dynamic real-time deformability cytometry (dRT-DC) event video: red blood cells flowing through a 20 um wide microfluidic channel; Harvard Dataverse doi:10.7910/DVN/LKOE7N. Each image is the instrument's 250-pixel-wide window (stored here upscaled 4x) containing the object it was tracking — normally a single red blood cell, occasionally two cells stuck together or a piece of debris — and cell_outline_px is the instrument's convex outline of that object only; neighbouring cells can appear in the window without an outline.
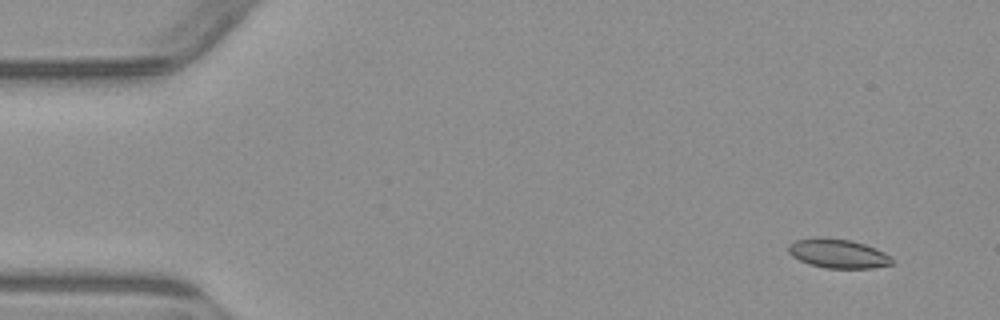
{"species": "common noctule bat (a hibernating species)", "species_latin": "Nyctalus noctula", "temperature_condition": "warm", "stored_images_in_passage": 7, "camera_frame_rate_fps": 3000, "um_per_image_px": 0.085, "animal": {"sex": "male", "body_mass_g": 23.1, "forearm_length_mm": 52.7}, "frame": {"image": 1, "passage_image": 1, "time_ms": 0.0, "image_size_px": [1000, 320], "cell_outline_px": [[896, 264], [872, 268], [824, 268], [808, 264], [792, 256], [788, 252], [788, 244], [796, 240], [808, 236], [824, 236], [852, 240], [876, 248], [892, 256]], "centroid_in_image_um": [71.23, 21.53], "position_along_channel_um": 13.8, "area_um2": 18.21}}
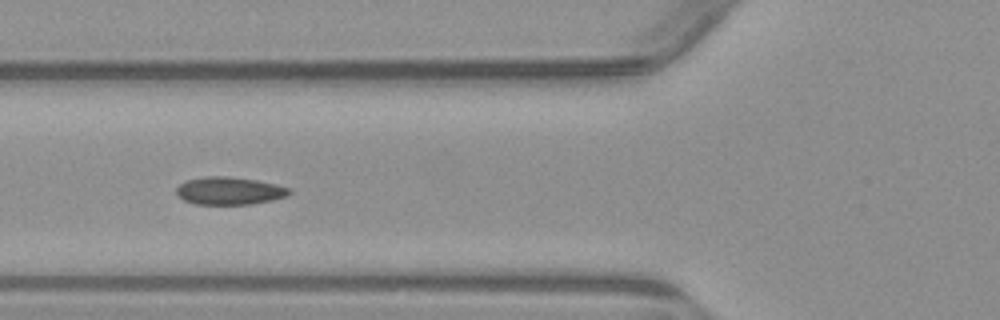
{"frame": {"image": 2, "passage_image": 5, "time_ms": 5.333, "image_size_px": [1000, 320], "cell_outline_px": [[292, 192], [288, 196], [272, 200], [252, 204], [196, 204], [184, 200], [176, 192], [176, 188], [180, 184], [188, 180], [204, 176], [228, 176], [256, 180], [276, 184], [292, 188]], "centroid_in_image_um": [19.55, 16.21], "position_along_channel_um": 106.3, "area_um2": 18.26}}
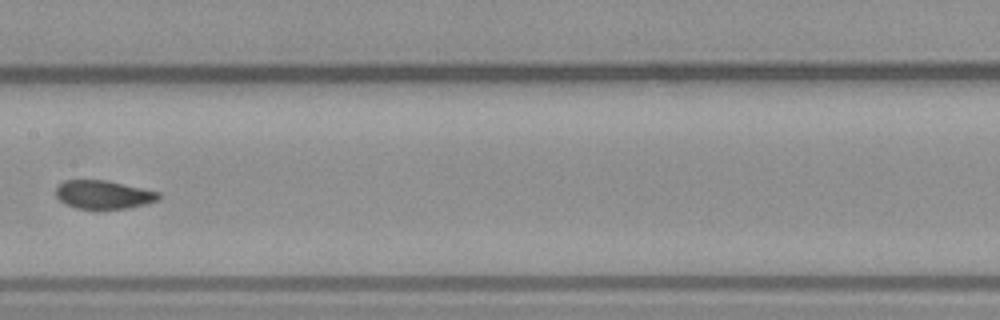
{"frame": {"image": 3, "passage_image": 7, "time_ms": 7.667, "image_size_px": [1000, 320], "cell_outline_px": [[160, 200], [128, 208], [76, 208], [64, 204], [56, 196], [56, 188], [64, 180], [108, 180], [160, 192]], "centroid_in_image_um": [8.8, 16.53], "position_along_channel_um": 198.6, "area_um2": 16.99}}